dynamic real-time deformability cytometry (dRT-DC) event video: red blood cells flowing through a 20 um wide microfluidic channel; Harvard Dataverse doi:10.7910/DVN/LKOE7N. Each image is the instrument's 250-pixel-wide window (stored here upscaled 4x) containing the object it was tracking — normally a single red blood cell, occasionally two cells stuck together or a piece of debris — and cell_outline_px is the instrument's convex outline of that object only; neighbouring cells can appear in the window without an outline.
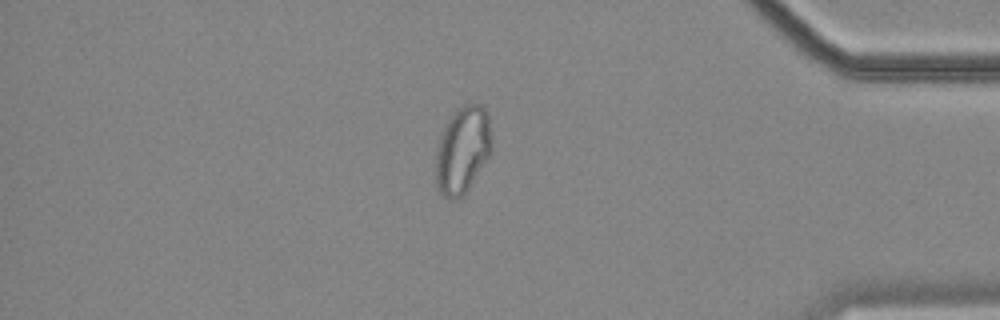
{"species": "common noctule bat (a hibernating species)", "species_latin": "Nyctalus noctula", "temperature_condition": "cold", "stored_images_in_passage": 57, "camera_frame_rate_fps": 3000, "um_per_image_px": 0.085, "animal": {"sex": "female", "body_mass_g": 18.4}, "frame": {"image": 1, "passage_image": 49, "time_ms": 16.0, "image_size_px": [1000, 320], "cell_outline_px": [[492, 148], [488, 156], [468, 188], [460, 196], [452, 200], [444, 196], [436, 188], [436, 152], [440, 136], [452, 112], [456, 108], [464, 104], [480, 104], [488, 112], [492, 140]], "centroid_in_image_um": [39.31, 12.7], "position_along_channel_um": 395.9, "area_um2": 28.21}, "authors_computed_cell_mechanics": {"area_um2": 27.8018, "velocity_mm_per_s": 3.4871, "shape_relaxation_time_tau1_ms": null, "shape_relaxation_time_tau2_ms": 1.9323, "deformation_change_tau1": null, "deformation_change_tau2": 0.0616}}